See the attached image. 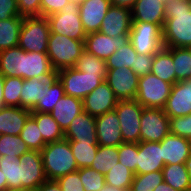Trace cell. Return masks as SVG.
Listing matches in <instances>:
<instances>
[{
    "label": "cell",
    "mask_w": 191,
    "mask_h": 191,
    "mask_svg": "<svg viewBox=\"0 0 191 191\" xmlns=\"http://www.w3.org/2000/svg\"><path fill=\"white\" fill-rule=\"evenodd\" d=\"M162 29L164 47L191 48V0H169Z\"/></svg>",
    "instance_id": "obj_1"
},
{
    "label": "cell",
    "mask_w": 191,
    "mask_h": 191,
    "mask_svg": "<svg viewBox=\"0 0 191 191\" xmlns=\"http://www.w3.org/2000/svg\"><path fill=\"white\" fill-rule=\"evenodd\" d=\"M40 152L48 180H57L62 176L78 170L70 143L65 138L47 143Z\"/></svg>",
    "instance_id": "obj_2"
},
{
    "label": "cell",
    "mask_w": 191,
    "mask_h": 191,
    "mask_svg": "<svg viewBox=\"0 0 191 191\" xmlns=\"http://www.w3.org/2000/svg\"><path fill=\"white\" fill-rule=\"evenodd\" d=\"M84 50V40H76L57 33H50L47 55L56 72L64 68L75 67Z\"/></svg>",
    "instance_id": "obj_3"
},
{
    "label": "cell",
    "mask_w": 191,
    "mask_h": 191,
    "mask_svg": "<svg viewBox=\"0 0 191 191\" xmlns=\"http://www.w3.org/2000/svg\"><path fill=\"white\" fill-rule=\"evenodd\" d=\"M50 33L46 17L23 18L18 46L27 52L47 53Z\"/></svg>",
    "instance_id": "obj_4"
},
{
    "label": "cell",
    "mask_w": 191,
    "mask_h": 191,
    "mask_svg": "<svg viewBox=\"0 0 191 191\" xmlns=\"http://www.w3.org/2000/svg\"><path fill=\"white\" fill-rule=\"evenodd\" d=\"M56 76L63 84L64 93L80 100L105 80L102 75L84 73L75 67L61 69L56 72Z\"/></svg>",
    "instance_id": "obj_5"
},
{
    "label": "cell",
    "mask_w": 191,
    "mask_h": 191,
    "mask_svg": "<svg viewBox=\"0 0 191 191\" xmlns=\"http://www.w3.org/2000/svg\"><path fill=\"white\" fill-rule=\"evenodd\" d=\"M172 84L149 73L139 77L135 99L145 108H164L171 93Z\"/></svg>",
    "instance_id": "obj_6"
},
{
    "label": "cell",
    "mask_w": 191,
    "mask_h": 191,
    "mask_svg": "<svg viewBox=\"0 0 191 191\" xmlns=\"http://www.w3.org/2000/svg\"><path fill=\"white\" fill-rule=\"evenodd\" d=\"M79 12V4L70 1L61 12L46 17L50 32L76 40H85L87 34L83 29Z\"/></svg>",
    "instance_id": "obj_7"
},
{
    "label": "cell",
    "mask_w": 191,
    "mask_h": 191,
    "mask_svg": "<svg viewBox=\"0 0 191 191\" xmlns=\"http://www.w3.org/2000/svg\"><path fill=\"white\" fill-rule=\"evenodd\" d=\"M129 41L138 54L155 55L163 45V29L147 22H132Z\"/></svg>",
    "instance_id": "obj_8"
},
{
    "label": "cell",
    "mask_w": 191,
    "mask_h": 191,
    "mask_svg": "<svg viewBox=\"0 0 191 191\" xmlns=\"http://www.w3.org/2000/svg\"><path fill=\"white\" fill-rule=\"evenodd\" d=\"M143 108L136 99L118 100L114 110L120 121L124 142H140V119Z\"/></svg>",
    "instance_id": "obj_9"
},
{
    "label": "cell",
    "mask_w": 191,
    "mask_h": 191,
    "mask_svg": "<svg viewBox=\"0 0 191 191\" xmlns=\"http://www.w3.org/2000/svg\"><path fill=\"white\" fill-rule=\"evenodd\" d=\"M170 134V118L162 108H143L140 142H160Z\"/></svg>",
    "instance_id": "obj_10"
},
{
    "label": "cell",
    "mask_w": 191,
    "mask_h": 191,
    "mask_svg": "<svg viewBox=\"0 0 191 191\" xmlns=\"http://www.w3.org/2000/svg\"><path fill=\"white\" fill-rule=\"evenodd\" d=\"M21 189L36 190L47 181L40 151L29 150L19 156Z\"/></svg>",
    "instance_id": "obj_11"
},
{
    "label": "cell",
    "mask_w": 191,
    "mask_h": 191,
    "mask_svg": "<svg viewBox=\"0 0 191 191\" xmlns=\"http://www.w3.org/2000/svg\"><path fill=\"white\" fill-rule=\"evenodd\" d=\"M139 77L127 67L108 69L105 81L118 100L135 99Z\"/></svg>",
    "instance_id": "obj_12"
},
{
    "label": "cell",
    "mask_w": 191,
    "mask_h": 191,
    "mask_svg": "<svg viewBox=\"0 0 191 191\" xmlns=\"http://www.w3.org/2000/svg\"><path fill=\"white\" fill-rule=\"evenodd\" d=\"M128 42L129 35H120L114 38L98 31L86 35L84 48L97 58L106 61L117 49L125 46Z\"/></svg>",
    "instance_id": "obj_13"
},
{
    "label": "cell",
    "mask_w": 191,
    "mask_h": 191,
    "mask_svg": "<svg viewBox=\"0 0 191 191\" xmlns=\"http://www.w3.org/2000/svg\"><path fill=\"white\" fill-rule=\"evenodd\" d=\"M83 110L93 117H98L114 110L118 99L113 90L104 80L95 90L88 94L83 100Z\"/></svg>",
    "instance_id": "obj_14"
},
{
    "label": "cell",
    "mask_w": 191,
    "mask_h": 191,
    "mask_svg": "<svg viewBox=\"0 0 191 191\" xmlns=\"http://www.w3.org/2000/svg\"><path fill=\"white\" fill-rule=\"evenodd\" d=\"M169 118L191 114V81H178L172 85L171 93L163 108Z\"/></svg>",
    "instance_id": "obj_15"
},
{
    "label": "cell",
    "mask_w": 191,
    "mask_h": 191,
    "mask_svg": "<svg viewBox=\"0 0 191 191\" xmlns=\"http://www.w3.org/2000/svg\"><path fill=\"white\" fill-rule=\"evenodd\" d=\"M132 26V14L129 8L111 5L102 21L99 32L110 37L129 35Z\"/></svg>",
    "instance_id": "obj_16"
},
{
    "label": "cell",
    "mask_w": 191,
    "mask_h": 191,
    "mask_svg": "<svg viewBox=\"0 0 191 191\" xmlns=\"http://www.w3.org/2000/svg\"><path fill=\"white\" fill-rule=\"evenodd\" d=\"M97 143L99 146L118 147L124 143L120 130V121L115 110L95 117Z\"/></svg>",
    "instance_id": "obj_17"
},
{
    "label": "cell",
    "mask_w": 191,
    "mask_h": 191,
    "mask_svg": "<svg viewBox=\"0 0 191 191\" xmlns=\"http://www.w3.org/2000/svg\"><path fill=\"white\" fill-rule=\"evenodd\" d=\"M111 5V0H87L79 3L80 20L86 34L100 30L102 21Z\"/></svg>",
    "instance_id": "obj_18"
},
{
    "label": "cell",
    "mask_w": 191,
    "mask_h": 191,
    "mask_svg": "<svg viewBox=\"0 0 191 191\" xmlns=\"http://www.w3.org/2000/svg\"><path fill=\"white\" fill-rule=\"evenodd\" d=\"M165 166L160 142L137 143L136 174H145L162 170Z\"/></svg>",
    "instance_id": "obj_19"
},
{
    "label": "cell",
    "mask_w": 191,
    "mask_h": 191,
    "mask_svg": "<svg viewBox=\"0 0 191 191\" xmlns=\"http://www.w3.org/2000/svg\"><path fill=\"white\" fill-rule=\"evenodd\" d=\"M169 0H136L131 9L132 22L165 23V5Z\"/></svg>",
    "instance_id": "obj_20"
},
{
    "label": "cell",
    "mask_w": 191,
    "mask_h": 191,
    "mask_svg": "<svg viewBox=\"0 0 191 191\" xmlns=\"http://www.w3.org/2000/svg\"><path fill=\"white\" fill-rule=\"evenodd\" d=\"M160 144L165 165L185 163L191 154V140L188 138L170 133L160 141Z\"/></svg>",
    "instance_id": "obj_21"
},
{
    "label": "cell",
    "mask_w": 191,
    "mask_h": 191,
    "mask_svg": "<svg viewBox=\"0 0 191 191\" xmlns=\"http://www.w3.org/2000/svg\"><path fill=\"white\" fill-rule=\"evenodd\" d=\"M64 138L68 141L97 142L95 117L82 111L64 131Z\"/></svg>",
    "instance_id": "obj_22"
},
{
    "label": "cell",
    "mask_w": 191,
    "mask_h": 191,
    "mask_svg": "<svg viewBox=\"0 0 191 191\" xmlns=\"http://www.w3.org/2000/svg\"><path fill=\"white\" fill-rule=\"evenodd\" d=\"M56 71L53 69L47 53L24 51L23 57V79L49 78L55 77Z\"/></svg>",
    "instance_id": "obj_23"
},
{
    "label": "cell",
    "mask_w": 191,
    "mask_h": 191,
    "mask_svg": "<svg viewBox=\"0 0 191 191\" xmlns=\"http://www.w3.org/2000/svg\"><path fill=\"white\" fill-rule=\"evenodd\" d=\"M31 111L23 107L5 106L0 108V135H20Z\"/></svg>",
    "instance_id": "obj_24"
},
{
    "label": "cell",
    "mask_w": 191,
    "mask_h": 191,
    "mask_svg": "<svg viewBox=\"0 0 191 191\" xmlns=\"http://www.w3.org/2000/svg\"><path fill=\"white\" fill-rule=\"evenodd\" d=\"M82 111H84L83 101L65 94L64 97L57 101L50 114L59 124L60 128L65 131L71 121Z\"/></svg>",
    "instance_id": "obj_25"
},
{
    "label": "cell",
    "mask_w": 191,
    "mask_h": 191,
    "mask_svg": "<svg viewBox=\"0 0 191 191\" xmlns=\"http://www.w3.org/2000/svg\"><path fill=\"white\" fill-rule=\"evenodd\" d=\"M54 77L33 78L23 81V88L20 94V107L31 110L42 98L44 89Z\"/></svg>",
    "instance_id": "obj_26"
},
{
    "label": "cell",
    "mask_w": 191,
    "mask_h": 191,
    "mask_svg": "<svg viewBox=\"0 0 191 191\" xmlns=\"http://www.w3.org/2000/svg\"><path fill=\"white\" fill-rule=\"evenodd\" d=\"M24 50L19 46L0 51V73L4 77L23 78Z\"/></svg>",
    "instance_id": "obj_27"
},
{
    "label": "cell",
    "mask_w": 191,
    "mask_h": 191,
    "mask_svg": "<svg viewBox=\"0 0 191 191\" xmlns=\"http://www.w3.org/2000/svg\"><path fill=\"white\" fill-rule=\"evenodd\" d=\"M151 73L163 81L175 84V66L172 59V47H162L155 55Z\"/></svg>",
    "instance_id": "obj_28"
},
{
    "label": "cell",
    "mask_w": 191,
    "mask_h": 191,
    "mask_svg": "<svg viewBox=\"0 0 191 191\" xmlns=\"http://www.w3.org/2000/svg\"><path fill=\"white\" fill-rule=\"evenodd\" d=\"M31 117L37 122L46 144L64 139V131L50 113L31 112Z\"/></svg>",
    "instance_id": "obj_29"
},
{
    "label": "cell",
    "mask_w": 191,
    "mask_h": 191,
    "mask_svg": "<svg viewBox=\"0 0 191 191\" xmlns=\"http://www.w3.org/2000/svg\"><path fill=\"white\" fill-rule=\"evenodd\" d=\"M164 182L175 190L187 191L191 189V181L185 163L165 165L162 169Z\"/></svg>",
    "instance_id": "obj_30"
},
{
    "label": "cell",
    "mask_w": 191,
    "mask_h": 191,
    "mask_svg": "<svg viewBox=\"0 0 191 191\" xmlns=\"http://www.w3.org/2000/svg\"><path fill=\"white\" fill-rule=\"evenodd\" d=\"M22 22L20 16L0 20V51L18 46Z\"/></svg>",
    "instance_id": "obj_31"
},
{
    "label": "cell",
    "mask_w": 191,
    "mask_h": 191,
    "mask_svg": "<svg viewBox=\"0 0 191 191\" xmlns=\"http://www.w3.org/2000/svg\"><path fill=\"white\" fill-rule=\"evenodd\" d=\"M42 98L38 103L30 110L31 112L50 113L57 101L64 97V87L62 82L55 76L44 89Z\"/></svg>",
    "instance_id": "obj_32"
},
{
    "label": "cell",
    "mask_w": 191,
    "mask_h": 191,
    "mask_svg": "<svg viewBox=\"0 0 191 191\" xmlns=\"http://www.w3.org/2000/svg\"><path fill=\"white\" fill-rule=\"evenodd\" d=\"M118 156V147L99 146L90 168L105 175L119 162Z\"/></svg>",
    "instance_id": "obj_33"
},
{
    "label": "cell",
    "mask_w": 191,
    "mask_h": 191,
    "mask_svg": "<svg viewBox=\"0 0 191 191\" xmlns=\"http://www.w3.org/2000/svg\"><path fill=\"white\" fill-rule=\"evenodd\" d=\"M78 169L90 167L97 150V142L69 141Z\"/></svg>",
    "instance_id": "obj_34"
},
{
    "label": "cell",
    "mask_w": 191,
    "mask_h": 191,
    "mask_svg": "<svg viewBox=\"0 0 191 191\" xmlns=\"http://www.w3.org/2000/svg\"><path fill=\"white\" fill-rule=\"evenodd\" d=\"M175 83L191 78V48H172Z\"/></svg>",
    "instance_id": "obj_35"
},
{
    "label": "cell",
    "mask_w": 191,
    "mask_h": 191,
    "mask_svg": "<svg viewBox=\"0 0 191 191\" xmlns=\"http://www.w3.org/2000/svg\"><path fill=\"white\" fill-rule=\"evenodd\" d=\"M134 172L118 162L105 174V184L129 191Z\"/></svg>",
    "instance_id": "obj_36"
},
{
    "label": "cell",
    "mask_w": 191,
    "mask_h": 191,
    "mask_svg": "<svg viewBox=\"0 0 191 191\" xmlns=\"http://www.w3.org/2000/svg\"><path fill=\"white\" fill-rule=\"evenodd\" d=\"M0 169L7 179L8 191L21 189L19 157L11 155L0 157Z\"/></svg>",
    "instance_id": "obj_37"
},
{
    "label": "cell",
    "mask_w": 191,
    "mask_h": 191,
    "mask_svg": "<svg viewBox=\"0 0 191 191\" xmlns=\"http://www.w3.org/2000/svg\"><path fill=\"white\" fill-rule=\"evenodd\" d=\"M137 52L134 50L129 41L125 46L117 49L105 62L107 69H116L120 67L132 68L137 57Z\"/></svg>",
    "instance_id": "obj_38"
},
{
    "label": "cell",
    "mask_w": 191,
    "mask_h": 191,
    "mask_svg": "<svg viewBox=\"0 0 191 191\" xmlns=\"http://www.w3.org/2000/svg\"><path fill=\"white\" fill-rule=\"evenodd\" d=\"M75 68L84 73L102 75L105 79L108 72L105 60L97 58L86 50L78 58Z\"/></svg>",
    "instance_id": "obj_39"
},
{
    "label": "cell",
    "mask_w": 191,
    "mask_h": 191,
    "mask_svg": "<svg viewBox=\"0 0 191 191\" xmlns=\"http://www.w3.org/2000/svg\"><path fill=\"white\" fill-rule=\"evenodd\" d=\"M20 137L30 150L41 151L46 145L39 131L37 122L31 116L26 121L20 133Z\"/></svg>",
    "instance_id": "obj_40"
},
{
    "label": "cell",
    "mask_w": 191,
    "mask_h": 191,
    "mask_svg": "<svg viewBox=\"0 0 191 191\" xmlns=\"http://www.w3.org/2000/svg\"><path fill=\"white\" fill-rule=\"evenodd\" d=\"M29 150L20 135H0V157L5 155L19 157Z\"/></svg>",
    "instance_id": "obj_41"
},
{
    "label": "cell",
    "mask_w": 191,
    "mask_h": 191,
    "mask_svg": "<svg viewBox=\"0 0 191 191\" xmlns=\"http://www.w3.org/2000/svg\"><path fill=\"white\" fill-rule=\"evenodd\" d=\"M164 182L162 170L134 175L129 191H153Z\"/></svg>",
    "instance_id": "obj_42"
},
{
    "label": "cell",
    "mask_w": 191,
    "mask_h": 191,
    "mask_svg": "<svg viewBox=\"0 0 191 191\" xmlns=\"http://www.w3.org/2000/svg\"><path fill=\"white\" fill-rule=\"evenodd\" d=\"M23 78L5 77L4 81V106L20 107V94L23 88Z\"/></svg>",
    "instance_id": "obj_43"
},
{
    "label": "cell",
    "mask_w": 191,
    "mask_h": 191,
    "mask_svg": "<svg viewBox=\"0 0 191 191\" xmlns=\"http://www.w3.org/2000/svg\"><path fill=\"white\" fill-rule=\"evenodd\" d=\"M85 191H100L105 186V175L90 167L78 169Z\"/></svg>",
    "instance_id": "obj_44"
},
{
    "label": "cell",
    "mask_w": 191,
    "mask_h": 191,
    "mask_svg": "<svg viewBox=\"0 0 191 191\" xmlns=\"http://www.w3.org/2000/svg\"><path fill=\"white\" fill-rule=\"evenodd\" d=\"M118 160L136 175L137 143L124 142L118 146Z\"/></svg>",
    "instance_id": "obj_45"
},
{
    "label": "cell",
    "mask_w": 191,
    "mask_h": 191,
    "mask_svg": "<svg viewBox=\"0 0 191 191\" xmlns=\"http://www.w3.org/2000/svg\"><path fill=\"white\" fill-rule=\"evenodd\" d=\"M170 133L191 140V114L170 118Z\"/></svg>",
    "instance_id": "obj_46"
},
{
    "label": "cell",
    "mask_w": 191,
    "mask_h": 191,
    "mask_svg": "<svg viewBox=\"0 0 191 191\" xmlns=\"http://www.w3.org/2000/svg\"><path fill=\"white\" fill-rule=\"evenodd\" d=\"M18 13L22 18L40 17L41 0H17Z\"/></svg>",
    "instance_id": "obj_47"
},
{
    "label": "cell",
    "mask_w": 191,
    "mask_h": 191,
    "mask_svg": "<svg viewBox=\"0 0 191 191\" xmlns=\"http://www.w3.org/2000/svg\"><path fill=\"white\" fill-rule=\"evenodd\" d=\"M56 182L59 184L61 191H85L78 170L58 178Z\"/></svg>",
    "instance_id": "obj_48"
},
{
    "label": "cell",
    "mask_w": 191,
    "mask_h": 191,
    "mask_svg": "<svg viewBox=\"0 0 191 191\" xmlns=\"http://www.w3.org/2000/svg\"><path fill=\"white\" fill-rule=\"evenodd\" d=\"M154 55L137 54L134 67L131 70L138 76H144L151 73Z\"/></svg>",
    "instance_id": "obj_49"
},
{
    "label": "cell",
    "mask_w": 191,
    "mask_h": 191,
    "mask_svg": "<svg viewBox=\"0 0 191 191\" xmlns=\"http://www.w3.org/2000/svg\"><path fill=\"white\" fill-rule=\"evenodd\" d=\"M70 0H41V16L48 17L61 12Z\"/></svg>",
    "instance_id": "obj_50"
},
{
    "label": "cell",
    "mask_w": 191,
    "mask_h": 191,
    "mask_svg": "<svg viewBox=\"0 0 191 191\" xmlns=\"http://www.w3.org/2000/svg\"><path fill=\"white\" fill-rule=\"evenodd\" d=\"M14 16H20L17 0H0V20L3 21Z\"/></svg>",
    "instance_id": "obj_51"
},
{
    "label": "cell",
    "mask_w": 191,
    "mask_h": 191,
    "mask_svg": "<svg viewBox=\"0 0 191 191\" xmlns=\"http://www.w3.org/2000/svg\"><path fill=\"white\" fill-rule=\"evenodd\" d=\"M34 191H61V188L56 180H47Z\"/></svg>",
    "instance_id": "obj_52"
},
{
    "label": "cell",
    "mask_w": 191,
    "mask_h": 191,
    "mask_svg": "<svg viewBox=\"0 0 191 191\" xmlns=\"http://www.w3.org/2000/svg\"><path fill=\"white\" fill-rule=\"evenodd\" d=\"M135 2L136 0H111L112 5L129 8L130 10L133 8Z\"/></svg>",
    "instance_id": "obj_53"
},
{
    "label": "cell",
    "mask_w": 191,
    "mask_h": 191,
    "mask_svg": "<svg viewBox=\"0 0 191 191\" xmlns=\"http://www.w3.org/2000/svg\"><path fill=\"white\" fill-rule=\"evenodd\" d=\"M4 81H5V77L0 73V108L1 107H5L4 106V100H3V96H4Z\"/></svg>",
    "instance_id": "obj_54"
},
{
    "label": "cell",
    "mask_w": 191,
    "mask_h": 191,
    "mask_svg": "<svg viewBox=\"0 0 191 191\" xmlns=\"http://www.w3.org/2000/svg\"><path fill=\"white\" fill-rule=\"evenodd\" d=\"M0 191H8L7 179L1 169H0Z\"/></svg>",
    "instance_id": "obj_55"
},
{
    "label": "cell",
    "mask_w": 191,
    "mask_h": 191,
    "mask_svg": "<svg viewBox=\"0 0 191 191\" xmlns=\"http://www.w3.org/2000/svg\"><path fill=\"white\" fill-rule=\"evenodd\" d=\"M153 191H178V190H175L170 185L166 184L165 182H162Z\"/></svg>",
    "instance_id": "obj_56"
},
{
    "label": "cell",
    "mask_w": 191,
    "mask_h": 191,
    "mask_svg": "<svg viewBox=\"0 0 191 191\" xmlns=\"http://www.w3.org/2000/svg\"><path fill=\"white\" fill-rule=\"evenodd\" d=\"M100 191H127V190L105 184V186Z\"/></svg>",
    "instance_id": "obj_57"
},
{
    "label": "cell",
    "mask_w": 191,
    "mask_h": 191,
    "mask_svg": "<svg viewBox=\"0 0 191 191\" xmlns=\"http://www.w3.org/2000/svg\"><path fill=\"white\" fill-rule=\"evenodd\" d=\"M185 167L188 171L189 177H190V181H191V154L188 157V159L185 161Z\"/></svg>",
    "instance_id": "obj_58"
},
{
    "label": "cell",
    "mask_w": 191,
    "mask_h": 191,
    "mask_svg": "<svg viewBox=\"0 0 191 191\" xmlns=\"http://www.w3.org/2000/svg\"><path fill=\"white\" fill-rule=\"evenodd\" d=\"M70 1L77 2L79 4V3H82V2L87 1V0H70Z\"/></svg>",
    "instance_id": "obj_59"
},
{
    "label": "cell",
    "mask_w": 191,
    "mask_h": 191,
    "mask_svg": "<svg viewBox=\"0 0 191 191\" xmlns=\"http://www.w3.org/2000/svg\"><path fill=\"white\" fill-rule=\"evenodd\" d=\"M9 191H33V190L17 189V190H9Z\"/></svg>",
    "instance_id": "obj_60"
}]
</instances>
